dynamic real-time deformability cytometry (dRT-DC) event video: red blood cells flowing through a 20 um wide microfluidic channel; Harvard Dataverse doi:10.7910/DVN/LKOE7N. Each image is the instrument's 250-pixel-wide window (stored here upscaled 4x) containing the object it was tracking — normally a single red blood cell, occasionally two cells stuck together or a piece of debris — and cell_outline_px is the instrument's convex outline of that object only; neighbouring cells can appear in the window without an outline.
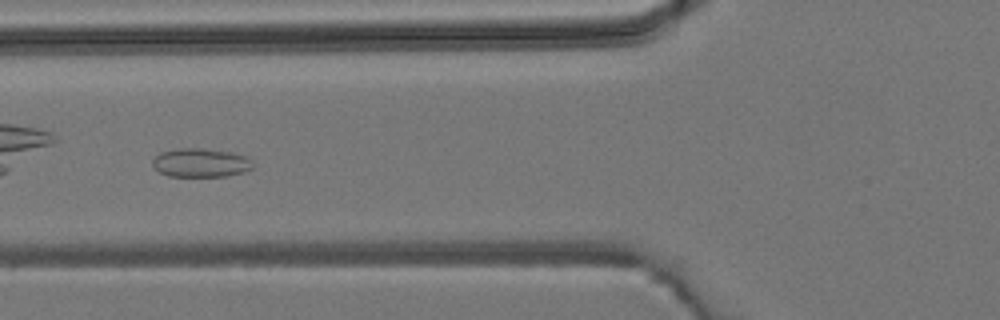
{"species": "common noctule bat (a hibernating species)", "species_latin": "Nyctalus noctula", "temperature_condition": "room temperature", "stored_images_in_passage": 4, "camera_frame_rate_fps": 3000, "um_per_image_px": 0.085, "animal": {"sex": "male", "body_mass_g": 19.2, "forearm_length_mm": 51.8}, "frame": {"image": 1, "passage_image": 4, "time_ms": 4.333, "image_size_px": [1000, 320], "cell_outline_px": [[252, 168], [244, 172], [228, 176], [168, 176], [152, 168], [152, 160], [160, 152], [176, 148], [200, 148], [232, 152], [244, 156], [252, 160]], "centroid_in_image_um": [17.03, 13.83], "position_along_channel_um": 108.8, "area_um2": 16.94}}